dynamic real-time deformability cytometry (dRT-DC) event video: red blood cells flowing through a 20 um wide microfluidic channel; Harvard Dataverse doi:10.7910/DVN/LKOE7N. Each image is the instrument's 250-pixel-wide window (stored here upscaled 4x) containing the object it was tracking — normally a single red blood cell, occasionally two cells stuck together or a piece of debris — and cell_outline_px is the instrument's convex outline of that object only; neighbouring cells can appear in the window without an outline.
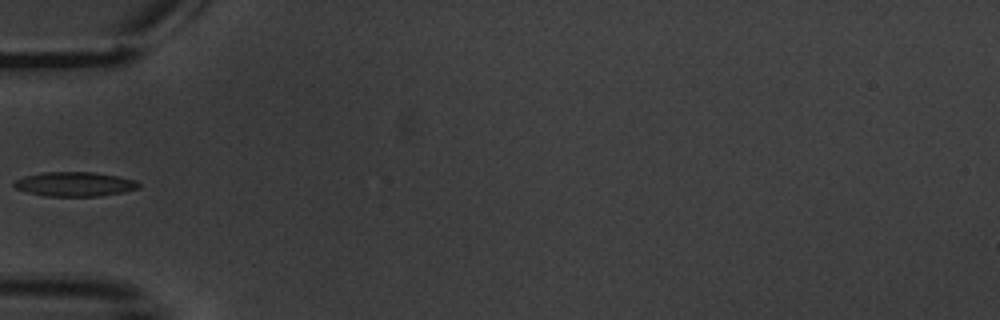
{"species": "common noctule bat (a hibernating species)", "species_latin": "Nyctalus noctula", "temperature_condition": "warm", "stored_images_in_passage": 3, "camera_frame_rate_fps": 3000, "um_per_image_px": 0.085, "animal": {"sex": "male", "body_mass_g": 20.1, "forearm_length_mm": 53.5}, "frame": {"image": 1, "passage_image": 3, "time_ms": 5.667, "image_size_px": [1000, 320], "cell_outline_px": [[140, 188], [124, 192], [100, 196], [48, 196], [28, 192], [16, 188], [12, 184], [16, 180], [24, 176], [44, 172], [92, 172], [120, 176], [136, 180], [140, 184]], "centroid_in_image_um": [6.4, 15.65], "position_along_channel_um": 78.6, "area_um2": 17.74}}